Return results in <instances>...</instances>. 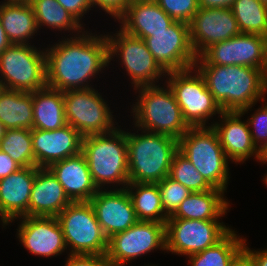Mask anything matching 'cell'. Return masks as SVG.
<instances>
[{
  "instance_id": "cell-1",
  "label": "cell",
  "mask_w": 267,
  "mask_h": 266,
  "mask_svg": "<svg viewBox=\"0 0 267 266\" xmlns=\"http://www.w3.org/2000/svg\"><path fill=\"white\" fill-rule=\"evenodd\" d=\"M45 52L47 86L62 92L92 88L91 79L110 63L106 35L89 31L64 37Z\"/></svg>"
},
{
  "instance_id": "cell-2",
  "label": "cell",
  "mask_w": 267,
  "mask_h": 266,
  "mask_svg": "<svg viewBox=\"0 0 267 266\" xmlns=\"http://www.w3.org/2000/svg\"><path fill=\"white\" fill-rule=\"evenodd\" d=\"M223 111L246 114L267 93L262 70L241 65L195 64ZM258 101V102H257Z\"/></svg>"
},
{
  "instance_id": "cell-3",
  "label": "cell",
  "mask_w": 267,
  "mask_h": 266,
  "mask_svg": "<svg viewBox=\"0 0 267 266\" xmlns=\"http://www.w3.org/2000/svg\"><path fill=\"white\" fill-rule=\"evenodd\" d=\"M81 153L98 189L115 184L124 189L129 184L126 131L119 126L109 133L83 136Z\"/></svg>"
},
{
  "instance_id": "cell-4",
  "label": "cell",
  "mask_w": 267,
  "mask_h": 266,
  "mask_svg": "<svg viewBox=\"0 0 267 266\" xmlns=\"http://www.w3.org/2000/svg\"><path fill=\"white\" fill-rule=\"evenodd\" d=\"M137 129V134L126 132L129 183H158L169 175L178 139Z\"/></svg>"
},
{
  "instance_id": "cell-5",
  "label": "cell",
  "mask_w": 267,
  "mask_h": 266,
  "mask_svg": "<svg viewBox=\"0 0 267 266\" xmlns=\"http://www.w3.org/2000/svg\"><path fill=\"white\" fill-rule=\"evenodd\" d=\"M164 86L158 84L134 89L139 95L136 98L137 102L130 105L133 124L140 130L166 134L179 139L190 126L184 120L173 92L167 84Z\"/></svg>"
},
{
  "instance_id": "cell-6",
  "label": "cell",
  "mask_w": 267,
  "mask_h": 266,
  "mask_svg": "<svg viewBox=\"0 0 267 266\" xmlns=\"http://www.w3.org/2000/svg\"><path fill=\"white\" fill-rule=\"evenodd\" d=\"M178 151L185 156L213 187L227 192L228 157L212 127H190L178 139Z\"/></svg>"
},
{
  "instance_id": "cell-7",
  "label": "cell",
  "mask_w": 267,
  "mask_h": 266,
  "mask_svg": "<svg viewBox=\"0 0 267 266\" xmlns=\"http://www.w3.org/2000/svg\"><path fill=\"white\" fill-rule=\"evenodd\" d=\"M165 78L164 84L167 82L190 127H207L210 118L224 112L196 68L170 71Z\"/></svg>"
},
{
  "instance_id": "cell-8",
  "label": "cell",
  "mask_w": 267,
  "mask_h": 266,
  "mask_svg": "<svg viewBox=\"0 0 267 266\" xmlns=\"http://www.w3.org/2000/svg\"><path fill=\"white\" fill-rule=\"evenodd\" d=\"M38 49L31 44H11L0 54L3 88L34 92L47 86L46 52Z\"/></svg>"
},
{
  "instance_id": "cell-9",
  "label": "cell",
  "mask_w": 267,
  "mask_h": 266,
  "mask_svg": "<svg viewBox=\"0 0 267 266\" xmlns=\"http://www.w3.org/2000/svg\"><path fill=\"white\" fill-rule=\"evenodd\" d=\"M56 218L70 255H106L108 238L89 201L71 202Z\"/></svg>"
},
{
  "instance_id": "cell-10",
  "label": "cell",
  "mask_w": 267,
  "mask_h": 266,
  "mask_svg": "<svg viewBox=\"0 0 267 266\" xmlns=\"http://www.w3.org/2000/svg\"><path fill=\"white\" fill-rule=\"evenodd\" d=\"M109 46V62L118 57L135 88L157 85L167 72L150 53L143 39L126 33L121 28L113 35L105 34ZM157 82V83H156Z\"/></svg>"
},
{
  "instance_id": "cell-11",
  "label": "cell",
  "mask_w": 267,
  "mask_h": 266,
  "mask_svg": "<svg viewBox=\"0 0 267 266\" xmlns=\"http://www.w3.org/2000/svg\"><path fill=\"white\" fill-rule=\"evenodd\" d=\"M63 99L67 124L82 136L105 134L117 128L108 102L95 88L64 91Z\"/></svg>"
},
{
  "instance_id": "cell-12",
  "label": "cell",
  "mask_w": 267,
  "mask_h": 266,
  "mask_svg": "<svg viewBox=\"0 0 267 266\" xmlns=\"http://www.w3.org/2000/svg\"><path fill=\"white\" fill-rule=\"evenodd\" d=\"M231 230L220 220L168 218L165 251L188 257L214 246Z\"/></svg>"
},
{
  "instance_id": "cell-13",
  "label": "cell",
  "mask_w": 267,
  "mask_h": 266,
  "mask_svg": "<svg viewBox=\"0 0 267 266\" xmlns=\"http://www.w3.org/2000/svg\"><path fill=\"white\" fill-rule=\"evenodd\" d=\"M154 249L166 250L165 223L138 221L108 239L106 258L110 266H125Z\"/></svg>"
},
{
  "instance_id": "cell-14",
  "label": "cell",
  "mask_w": 267,
  "mask_h": 266,
  "mask_svg": "<svg viewBox=\"0 0 267 266\" xmlns=\"http://www.w3.org/2000/svg\"><path fill=\"white\" fill-rule=\"evenodd\" d=\"M143 41L166 72L183 71L195 65L197 56L190 42L188 23L174 21L167 30L155 32Z\"/></svg>"
},
{
  "instance_id": "cell-15",
  "label": "cell",
  "mask_w": 267,
  "mask_h": 266,
  "mask_svg": "<svg viewBox=\"0 0 267 266\" xmlns=\"http://www.w3.org/2000/svg\"><path fill=\"white\" fill-rule=\"evenodd\" d=\"M264 46V36L240 33L206 48L197 57L195 64L241 65L261 69L264 60Z\"/></svg>"
},
{
  "instance_id": "cell-16",
  "label": "cell",
  "mask_w": 267,
  "mask_h": 266,
  "mask_svg": "<svg viewBox=\"0 0 267 266\" xmlns=\"http://www.w3.org/2000/svg\"><path fill=\"white\" fill-rule=\"evenodd\" d=\"M188 25L190 42L197 57L209 46L241 33L231 8L199 7Z\"/></svg>"
},
{
  "instance_id": "cell-17",
  "label": "cell",
  "mask_w": 267,
  "mask_h": 266,
  "mask_svg": "<svg viewBox=\"0 0 267 266\" xmlns=\"http://www.w3.org/2000/svg\"><path fill=\"white\" fill-rule=\"evenodd\" d=\"M18 219L21 220L17 238L32 255L51 258L67 251L63 231L56 217L24 216Z\"/></svg>"
},
{
  "instance_id": "cell-18",
  "label": "cell",
  "mask_w": 267,
  "mask_h": 266,
  "mask_svg": "<svg viewBox=\"0 0 267 266\" xmlns=\"http://www.w3.org/2000/svg\"><path fill=\"white\" fill-rule=\"evenodd\" d=\"M94 208L97 221L109 239L137 223L133 203L126 188L99 189L89 201Z\"/></svg>"
},
{
  "instance_id": "cell-19",
  "label": "cell",
  "mask_w": 267,
  "mask_h": 266,
  "mask_svg": "<svg viewBox=\"0 0 267 266\" xmlns=\"http://www.w3.org/2000/svg\"><path fill=\"white\" fill-rule=\"evenodd\" d=\"M35 166L48 168L52 163L81 153L83 136L71 125L56 130L31 129Z\"/></svg>"
},
{
  "instance_id": "cell-20",
  "label": "cell",
  "mask_w": 267,
  "mask_h": 266,
  "mask_svg": "<svg viewBox=\"0 0 267 266\" xmlns=\"http://www.w3.org/2000/svg\"><path fill=\"white\" fill-rule=\"evenodd\" d=\"M242 116L240 112L224 111L218 115L219 122L213 120L208 124L216 131L225 155L236 164L250 157L260 160L263 156L254 145L248 123L241 120Z\"/></svg>"
},
{
  "instance_id": "cell-21",
  "label": "cell",
  "mask_w": 267,
  "mask_h": 266,
  "mask_svg": "<svg viewBox=\"0 0 267 266\" xmlns=\"http://www.w3.org/2000/svg\"><path fill=\"white\" fill-rule=\"evenodd\" d=\"M37 166L21 167L0 179V222L5 227L29 216V201Z\"/></svg>"
},
{
  "instance_id": "cell-22",
  "label": "cell",
  "mask_w": 267,
  "mask_h": 266,
  "mask_svg": "<svg viewBox=\"0 0 267 266\" xmlns=\"http://www.w3.org/2000/svg\"><path fill=\"white\" fill-rule=\"evenodd\" d=\"M48 169L72 202L90 201L99 190L82 153L54 162Z\"/></svg>"
},
{
  "instance_id": "cell-23",
  "label": "cell",
  "mask_w": 267,
  "mask_h": 266,
  "mask_svg": "<svg viewBox=\"0 0 267 266\" xmlns=\"http://www.w3.org/2000/svg\"><path fill=\"white\" fill-rule=\"evenodd\" d=\"M72 201L48 168H38L32 185L29 216L57 217Z\"/></svg>"
},
{
  "instance_id": "cell-24",
  "label": "cell",
  "mask_w": 267,
  "mask_h": 266,
  "mask_svg": "<svg viewBox=\"0 0 267 266\" xmlns=\"http://www.w3.org/2000/svg\"><path fill=\"white\" fill-rule=\"evenodd\" d=\"M126 33L144 39L153 33L165 31L174 22L154 1H131L125 13L117 20Z\"/></svg>"
},
{
  "instance_id": "cell-25",
  "label": "cell",
  "mask_w": 267,
  "mask_h": 266,
  "mask_svg": "<svg viewBox=\"0 0 267 266\" xmlns=\"http://www.w3.org/2000/svg\"><path fill=\"white\" fill-rule=\"evenodd\" d=\"M224 193L217 188L192 192L169 218L219 220L230 209V201L224 197Z\"/></svg>"
},
{
  "instance_id": "cell-26",
  "label": "cell",
  "mask_w": 267,
  "mask_h": 266,
  "mask_svg": "<svg viewBox=\"0 0 267 266\" xmlns=\"http://www.w3.org/2000/svg\"><path fill=\"white\" fill-rule=\"evenodd\" d=\"M33 128L56 130L67 124L63 92L49 86L32 92Z\"/></svg>"
},
{
  "instance_id": "cell-27",
  "label": "cell",
  "mask_w": 267,
  "mask_h": 266,
  "mask_svg": "<svg viewBox=\"0 0 267 266\" xmlns=\"http://www.w3.org/2000/svg\"><path fill=\"white\" fill-rule=\"evenodd\" d=\"M0 19L12 44H31L29 40L38 31L36 18L29 3L2 2Z\"/></svg>"
},
{
  "instance_id": "cell-28",
  "label": "cell",
  "mask_w": 267,
  "mask_h": 266,
  "mask_svg": "<svg viewBox=\"0 0 267 266\" xmlns=\"http://www.w3.org/2000/svg\"><path fill=\"white\" fill-rule=\"evenodd\" d=\"M0 121L6 129L33 128L32 92L10 90L0 91Z\"/></svg>"
},
{
  "instance_id": "cell-29",
  "label": "cell",
  "mask_w": 267,
  "mask_h": 266,
  "mask_svg": "<svg viewBox=\"0 0 267 266\" xmlns=\"http://www.w3.org/2000/svg\"><path fill=\"white\" fill-rule=\"evenodd\" d=\"M126 190L139 221L166 223L169 216L162 206L157 183H129Z\"/></svg>"
},
{
  "instance_id": "cell-30",
  "label": "cell",
  "mask_w": 267,
  "mask_h": 266,
  "mask_svg": "<svg viewBox=\"0 0 267 266\" xmlns=\"http://www.w3.org/2000/svg\"><path fill=\"white\" fill-rule=\"evenodd\" d=\"M29 4L33 9L38 30L47 26L51 30L56 29L60 32L68 30V33H77V35L85 31L83 24L63 8L57 0H30Z\"/></svg>"
},
{
  "instance_id": "cell-31",
  "label": "cell",
  "mask_w": 267,
  "mask_h": 266,
  "mask_svg": "<svg viewBox=\"0 0 267 266\" xmlns=\"http://www.w3.org/2000/svg\"><path fill=\"white\" fill-rule=\"evenodd\" d=\"M233 229L217 244L188 256L190 266H229L231 260L244 248L245 238Z\"/></svg>"
},
{
  "instance_id": "cell-32",
  "label": "cell",
  "mask_w": 267,
  "mask_h": 266,
  "mask_svg": "<svg viewBox=\"0 0 267 266\" xmlns=\"http://www.w3.org/2000/svg\"><path fill=\"white\" fill-rule=\"evenodd\" d=\"M231 9L241 33L267 36V6L260 0H235Z\"/></svg>"
},
{
  "instance_id": "cell-33",
  "label": "cell",
  "mask_w": 267,
  "mask_h": 266,
  "mask_svg": "<svg viewBox=\"0 0 267 266\" xmlns=\"http://www.w3.org/2000/svg\"><path fill=\"white\" fill-rule=\"evenodd\" d=\"M0 150L7 153L21 167L35 166L31 130L6 129L0 140Z\"/></svg>"
},
{
  "instance_id": "cell-34",
  "label": "cell",
  "mask_w": 267,
  "mask_h": 266,
  "mask_svg": "<svg viewBox=\"0 0 267 266\" xmlns=\"http://www.w3.org/2000/svg\"><path fill=\"white\" fill-rule=\"evenodd\" d=\"M168 176L181 183L191 192H203L213 189L194 165L179 151L173 158Z\"/></svg>"
},
{
  "instance_id": "cell-35",
  "label": "cell",
  "mask_w": 267,
  "mask_h": 266,
  "mask_svg": "<svg viewBox=\"0 0 267 266\" xmlns=\"http://www.w3.org/2000/svg\"><path fill=\"white\" fill-rule=\"evenodd\" d=\"M157 185L161 195L162 206L169 217L192 193L188 188L169 176H166L162 181L158 182Z\"/></svg>"
},
{
  "instance_id": "cell-36",
  "label": "cell",
  "mask_w": 267,
  "mask_h": 266,
  "mask_svg": "<svg viewBox=\"0 0 267 266\" xmlns=\"http://www.w3.org/2000/svg\"><path fill=\"white\" fill-rule=\"evenodd\" d=\"M174 21L189 23L199 9L198 0H154Z\"/></svg>"
},
{
  "instance_id": "cell-37",
  "label": "cell",
  "mask_w": 267,
  "mask_h": 266,
  "mask_svg": "<svg viewBox=\"0 0 267 266\" xmlns=\"http://www.w3.org/2000/svg\"><path fill=\"white\" fill-rule=\"evenodd\" d=\"M249 131L256 148L265 155L267 153V105L259 107L247 120Z\"/></svg>"
},
{
  "instance_id": "cell-38",
  "label": "cell",
  "mask_w": 267,
  "mask_h": 266,
  "mask_svg": "<svg viewBox=\"0 0 267 266\" xmlns=\"http://www.w3.org/2000/svg\"><path fill=\"white\" fill-rule=\"evenodd\" d=\"M92 7L98 8L118 20L126 11L131 0H91Z\"/></svg>"
},
{
  "instance_id": "cell-39",
  "label": "cell",
  "mask_w": 267,
  "mask_h": 266,
  "mask_svg": "<svg viewBox=\"0 0 267 266\" xmlns=\"http://www.w3.org/2000/svg\"><path fill=\"white\" fill-rule=\"evenodd\" d=\"M64 266H110L106 255H67Z\"/></svg>"
},
{
  "instance_id": "cell-40",
  "label": "cell",
  "mask_w": 267,
  "mask_h": 266,
  "mask_svg": "<svg viewBox=\"0 0 267 266\" xmlns=\"http://www.w3.org/2000/svg\"><path fill=\"white\" fill-rule=\"evenodd\" d=\"M80 23L84 14L92 8L91 0H57Z\"/></svg>"
},
{
  "instance_id": "cell-41",
  "label": "cell",
  "mask_w": 267,
  "mask_h": 266,
  "mask_svg": "<svg viewBox=\"0 0 267 266\" xmlns=\"http://www.w3.org/2000/svg\"><path fill=\"white\" fill-rule=\"evenodd\" d=\"M21 166L18 165L7 153L0 150V179L16 172Z\"/></svg>"
},
{
  "instance_id": "cell-42",
  "label": "cell",
  "mask_w": 267,
  "mask_h": 266,
  "mask_svg": "<svg viewBox=\"0 0 267 266\" xmlns=\"http://www.w3.org/2000/svg\"><path fill=\"white\" fill-rule=\"evenodd\" d=\"M244 242V249L251 255L255 266H267V248L265 250H251Z\"/></svg>"
},
{
  "instance_id": "cell-43",
  "label": "cell",
  "mask_w": 267,
  "mask_h": 266,
  "mask_svg": "<svg viewBox=\"0 0 267 266\" xmlns=\"http://www.w3.org/2000/svg\"><path fill=\"white\" fill-rule=\"evenodd\" d=\"M229 266H255L251 255L243 248L229 263Z\"/></svg>"
},
{
  "instance_id": "cell-44",
  "label": "cell",
  "mask_w": 267,
  "mask_h": 266,
  "mask_svg": "<svg viewBox=\"0 0 267 266\" xmlns=\"http://www.w3.org/2000/svg\"><path fill=\"white\" fill-rule=\"evenodd\" d=\"M235 0H198L201 8H231Z\"/></svg>"
},
{
  "instance_id": "cell-45",
  "label": "cell",
  "mask_w": 267,
  "mask_h": 266,
  "mask_svg": "<svg viewBox=\"0 0 267 266\" xmlns=\"http://www.w3.org/2000/svg\"><path fill=\"white\" fill-rule=\"evenodd\" d=\"M12 43L9 41L6 32L4 31V28L1 23L0 19V54L11 45Z\"/></svg>"
},
{
  "instance_id": "cell-46",
  "label": "cell",
  "mask_w": 267,
  "mask_h": 266,
  "mask_svg": "<svg viewBox=\"0 0 267 266\" xmlns=\"http://www.w3.org/2000/svg\"><path fill=\"white\" fill-rule=\"evenodd\" d=\"M262 74L267 82V36L265 37V46H264V60H263V65H262Z\"/></svg>"
},
{
  "instance_id": "cell-47",
  "label": "cell",
  "mask_w": 267,
  "mask_h": 266,
  "mask_svg": "<svg viewBox=\"0 0 267 266\" xmlns=\"http://www.w3.org/2000/svg\"><path fill=\"white\" fill-rule=\"evenodd\" d=\"M259 161L261 162V164L262 163L266 164L267 163V157L265 155H263ZM265 175L266 176H264L263 181H264L265 185L267 186V174H265Z\"/></svg>"
},
{
  "instance_id": "cell-48",
  "label": "cell",
  "mask_w": 267,
  "mask_h": 266,
  "mask_svg": "<svg viewBox=\"0 0 267 266\" xmlns=\"http://www.w3.org/2000/svg\"><path fill=\"white\" fill-rule=\"evenodd\" d=\"M6 128L4 127V124L0 121V140L5 135Z\"/></svg>"
},
{
  "instance_id": "cell-49",
  "label": "cell",
  "mask_w": 267,
  "mask_h": 266,
  "mask_svg": "<svg viewBox=\"0 0 267 266\" xmlns=\"http://www.w3.org/2000/svg\"><path fill=\"white\" fill-rule=\"evenodd\" d=\"M30 0H4V2L29 3Z\"/></svg>"
},
{
  "instance_id": "cell-50",
  "label": "cell",
  "mask_w": 267,
  "mask_h": 266,
  "mask_svg": "<svg viewBox=\"0 0 267 266\" xmlns=\"http://www.w3.org/2000/svg\"><path fill=\"white\" fill-rule=\"evenodd\" d=\"M264 5L267 6V0H260Z\"/></svg>"
},
{
  "instance_id": "cell-51",
  "label": "cell",
  "mask_w": 267,
  "mask_h": 266,
  "mask_svg": "<svg viewBox=\"0 0 267 266\" xmlns=\"http://www.w3.org/2000/svg\"><path fill=\"white\" fill-rule=\"evenodd\" d=\"M266 105H267V101H266V99H265V95H264V97H263V100H262ZM266 101V102H265Z\"/></svg>"
},
{
  "instance_id": "cell-52",
  "label": "cell",
  "mask_w": 267,
  "mask_h": 266,
  "mask_svg": "<svg viewBox=\"0 0 267 266\" xmlns=\"http://www.w3.org/2000/svg\"><path fill=\"white\" fill-rule=\"evenodd\" d=\"M131 1H151V0H131Z\"/></svg>"
},
{
  "instance_id": "cell-53",
  "label": "cell",
  "mask_w": 267,
  "mask_h": 266,
  "mask_svg": "<svg viewBox=\"0 0 267 266\" xmlns=\"http://www.w3.org/2000/svg\"><path fill=\"white\" fill-rule=\"evenodd\" d=\"M3 89V87H2V84H1V81H0V91Z\"/></svg>"
}]
</instances>
